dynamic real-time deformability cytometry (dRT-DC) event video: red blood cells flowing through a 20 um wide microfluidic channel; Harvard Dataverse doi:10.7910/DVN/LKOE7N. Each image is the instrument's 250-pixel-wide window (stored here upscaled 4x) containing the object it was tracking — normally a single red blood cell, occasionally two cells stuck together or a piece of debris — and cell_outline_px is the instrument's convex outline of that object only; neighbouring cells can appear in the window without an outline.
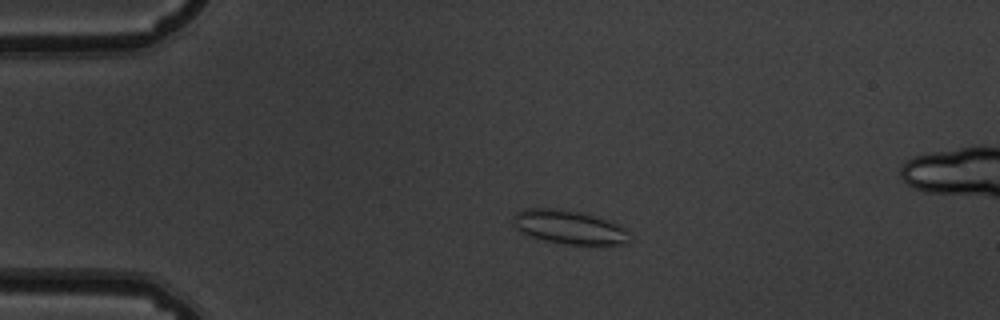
{"species": "common noctule bat (a hibernating species)", "species_latin": "Nyctalus noctula", "temperature_condition": "warm", "stored_images_in_passage": 55, "camera_frame_rate_fps": 3000, "um_per_image_px": 0.085, "animal": {"sex": "male", "body_mass_g": 19.5, "forearm_length_mm": 54.6}, "frame": {"image": 1, "passage_image": 12, "time_ms": 3.667, "image_size_px": [1000, 320], "cell_outline_px": [[628, 240], [624, 244], [564, 244], [544, 240], [532, 236], [516, 228], [512, 224], [512, 220], [516, 212], [524, 208], [556, 208], [588, 212], [608, 220], [616, 224], [628, 232]], "centroid_in_image_um": [48.34, 19.27], "position_along_channel_um": 36.7, "area_um2": 22.89}}
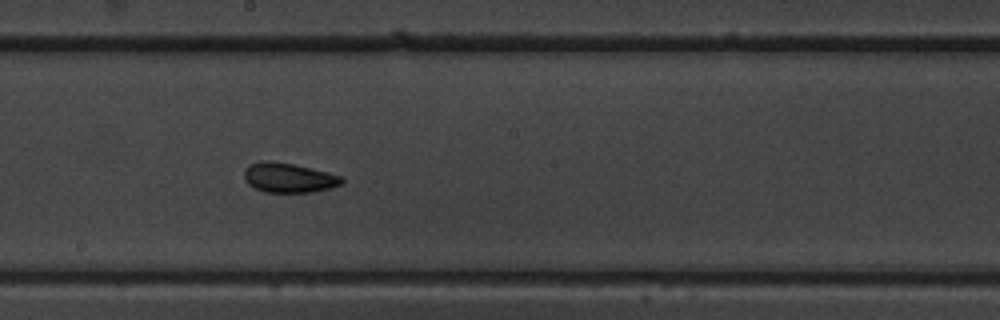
{"frame": {"image": 2, "passage_image": 30, "time_ms": 9.667, "image_size_px": [1000, 320], "cell_outline_px": [[344, 180], [340, 184], [332, 188], [312, 192], [264, 192], [248, 184], [244, 180], [244, 168], [248, 164], [260, 160], [268, 160], [292, 164], [328, 172], [340, 176]], "centroid_in_image_um": [24.49, 15.1], "position_along_channel_um": 223.7, "area_um2": 16.94}}
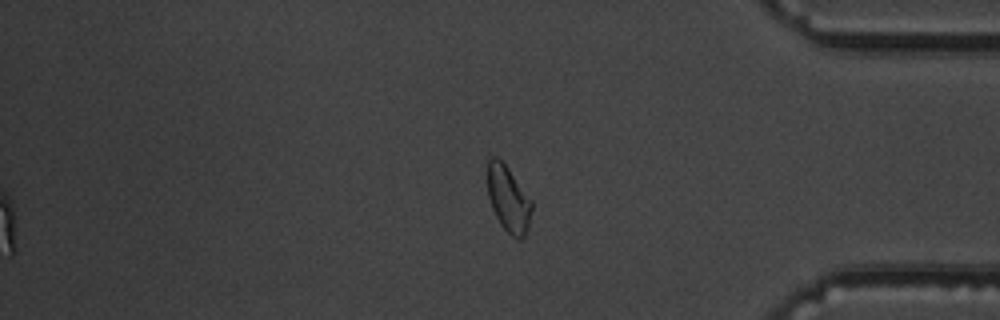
{"frame": {"image": 3, "passage_image": 45, "time_ms": 14.667, "image_size_px": [1000, 320], "cell_outline_px": [[532, 208], [528, 228], [524, 236], [520, 240], [512, 236], [500, 224], [492, 208], [488, 196], [488, 160], [492, 156], [496, 156], [508, 168], [532, 200]], "centroid_in_image_um": [43.22, 16.92], "position_along_channel_um": 392.0, "area_um2": 16.88}, "authors_computed_cell_mechanics": {"area_um2": 17.9758, "velocity_mm_per_s": 3.7932, "shape_relaxation_time_tau1_ms": 4.9159, "shape_relaxation_time_tau2_ms": 1.5693, "deformation_change_tau1": 0.1257, "deformation_change_tau2": 0.0681}}